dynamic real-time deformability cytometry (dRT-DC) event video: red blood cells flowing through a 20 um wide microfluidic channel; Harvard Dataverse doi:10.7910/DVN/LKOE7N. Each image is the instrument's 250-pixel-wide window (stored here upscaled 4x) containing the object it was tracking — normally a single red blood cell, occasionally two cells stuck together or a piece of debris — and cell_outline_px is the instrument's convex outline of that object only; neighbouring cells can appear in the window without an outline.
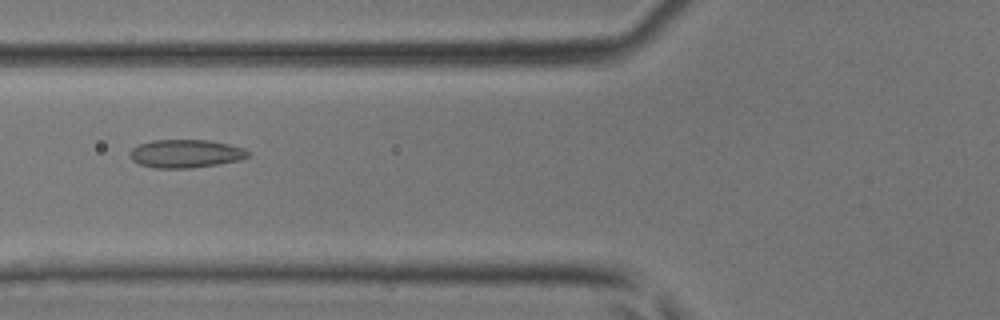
{"species": "common noctule bat (a hibernating species)", "species_latin": "Nyctalus noctula", "temperature_condition": "room temperature", "stored_images_in_passage": 36, "camera_frame_rate_fps": 3000, "um_per_image_px": 0.085, "animal": {"sex": "male", "body_mass_g": 17.9, "forearm_length_mm": 54.2}, "frame": {"image": 1, "passage_image": 9, "time_ms": 2.667, "image_size_px": [1000, 320], "cell_outline_px": [[248, 156], [240, 160], [192, 168], [152, 168], [140, 164], [132, 160], [128, 156], [132, 148], [140, 144], [152, 140], [208, 140], [228, 144], [244, 148], [248, 152]], "centroid_in_image_um": [15.74, 13.06], "position_along_channel_um": 110.1, "area_um2": 19.36}}
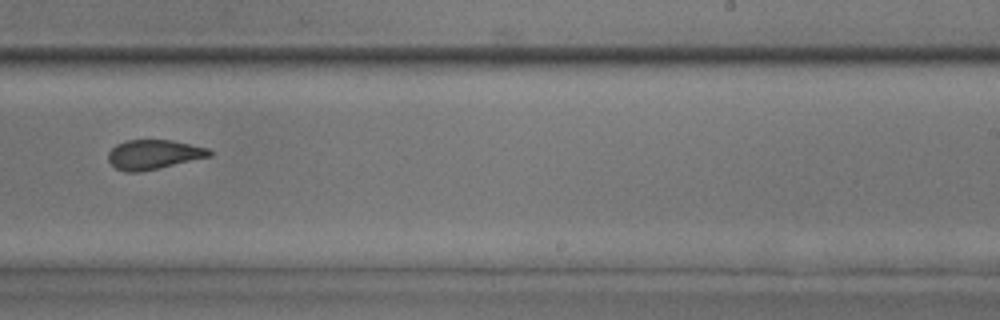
{"frame": {"image": 2, "passage_image": 20, "time_ms": 6.333, "image_size_px": [1000, 320], "cell_outline_px": [[212, 156], [160, 168], [140, 172], [124, 172], [116, 168], [108, 160], [108, 152], [116, 144], [124, 140], [172, 140], [208, 148], [212, 152]], "centroid_in_image_um": [13.05, 13.13], "position_along_channel_um": 275.9, "area_um2": 17.51}}
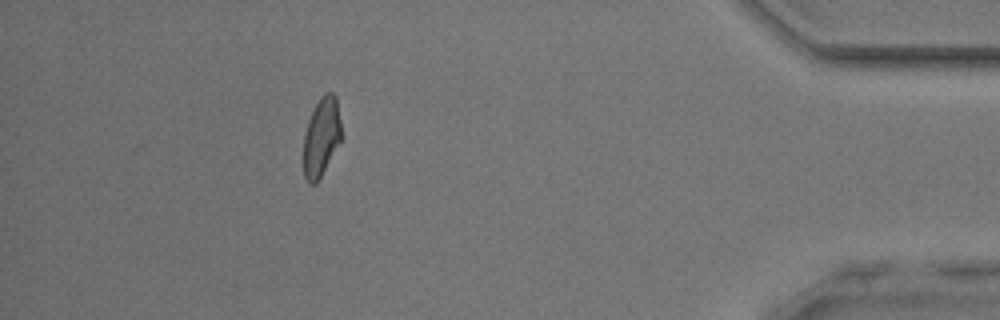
{"frame": {"image": 3, "passage_image": 32, "time_ms": 10.333, "image_size_px": [1000, 320], "cell_outline_px": [[344, 136], [316, 184], [308, 184], [304, 176], [304, 132], [308, 120], [320, 96], [324, 92], [332, 92], [336, 96]], "centroid_in_image_um": [27.35, 11.62], "position_along_channel_um": 407.9, "area_um2": 17.74}}